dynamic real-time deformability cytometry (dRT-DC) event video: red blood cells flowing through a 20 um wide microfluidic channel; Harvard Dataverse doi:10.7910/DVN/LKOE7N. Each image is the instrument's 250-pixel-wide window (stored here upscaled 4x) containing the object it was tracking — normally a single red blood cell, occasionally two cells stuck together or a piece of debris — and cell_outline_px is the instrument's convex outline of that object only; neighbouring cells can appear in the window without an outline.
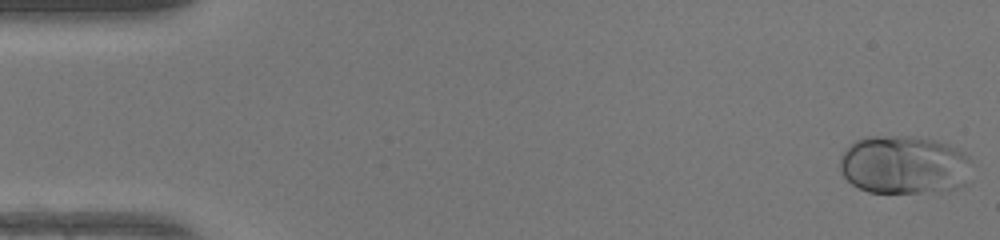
{"species": "human", "species_latin": "Homo sapiens", "temperature_condition": "warm", "stored_images_in_passage": 48, "camera_frame_rate_fps": 3000, "um_per_image_px": 0.085, "donor": {"sex": "female"}, "frame": {"image": 1, "passage_image": 1, "time_ms": 0.0, "image_size_px": [1000, 240], "cell_outline_px": [[972, 160], [968, 184], [956, 188], [920, 192], [868, 192], [852, 184], [840, 172], [840, 156], [856, 140], [868, 136], [912, 136], [936, 140], [960, 148]], "centroid_in_image_um": [76.89, 14.0], "position_along_channel_um": 8.1, "area_um2": 45.26}}
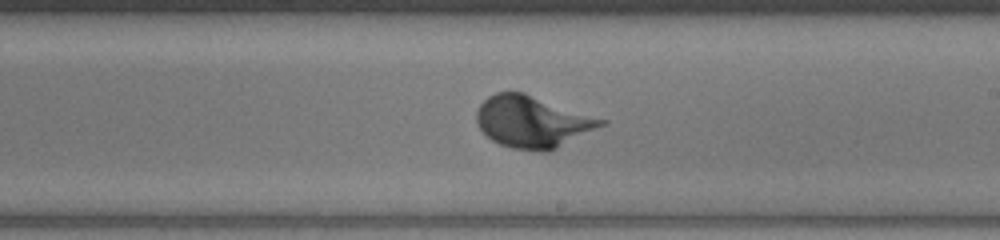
{"frame": {"image": 2, "passage_image": 28, "time_ms": 9.0, "image_size_px": [1000, 240], "cell_outline_px": [[608, 124], [548, 152], [540, 152], [512, 148], [500, 144], [492, 140], [476, 124], [476, 112], [480, 104], [488, 96], [496, 92], [524, 92], [608, 120]], "centroid_in_image_um": [45.29, 10.35], "position_along_channel_um": 243.7, "area_um2": 37.8}}
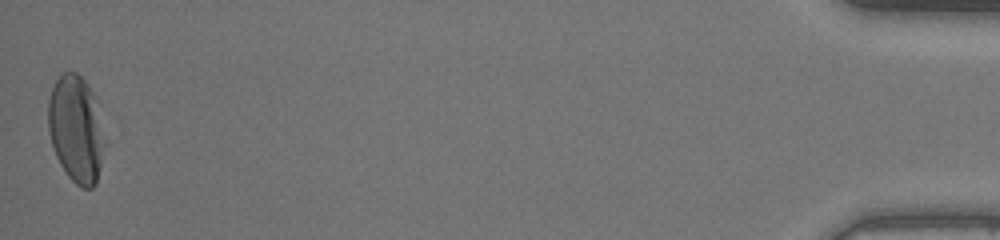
{"frame": {"image": 3, "passage_image": 48, "time_ms": 15.667, "image_size_px": [1000, 240], "cell_outline_px": [[100, 164], [96, 184], [92, 188], [80, 188], [68, 176], [60, 164], [56, 156], [52, 144], [48, 128], [48, 100], [52, 88], [60, 72], [76, 72], [88, 84], [92, 92], [100, 148]], "centroid_in_image_um": [6.34, 10.96], "position_along_channel_um": 428.9, "area_um2": 33.29}}